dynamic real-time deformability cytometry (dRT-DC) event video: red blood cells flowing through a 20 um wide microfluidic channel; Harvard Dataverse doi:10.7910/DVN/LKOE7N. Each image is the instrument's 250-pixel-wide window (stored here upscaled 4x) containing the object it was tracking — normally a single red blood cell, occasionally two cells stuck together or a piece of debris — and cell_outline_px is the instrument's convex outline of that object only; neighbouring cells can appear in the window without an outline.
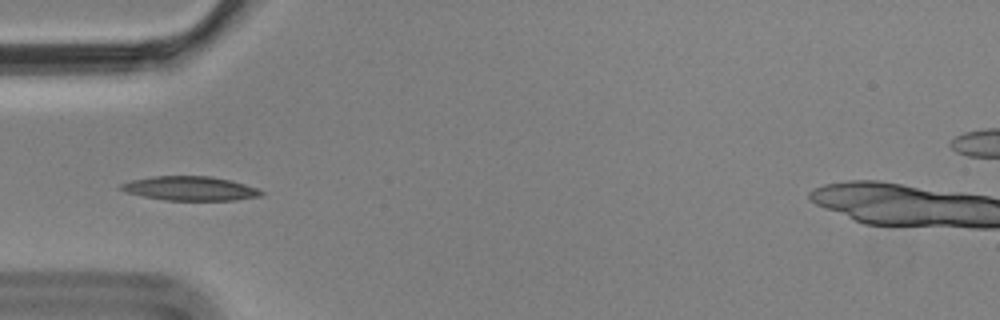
{"species": "Egyptian fruit bat (a non-hibernating species)", "species_latin": "Rousettus aegyptiacus", "temperature_condition": "cold", "stored_images_in_passage": 15, "camera_frame_rate_fps": 3000, "um_per_image_px": 0.085, "animal": {"sex": "male"}, "frame": {"image": 1, "passage_image": 5, "time_ms": 1.333, "image_size_px": [1000, 320], "cell_outline_px": [[264, 196], [236, 200], [164, 200], [124, 192], [116, 188], [120, 184], [132, 180], [152, 176], [212, 176], [232, 180], [256, 188], [264, 192]], "centroid_in_image_um": [16.15, 16.02], "position_along_channel_um": 68.9, "area_um2": 19.94}}
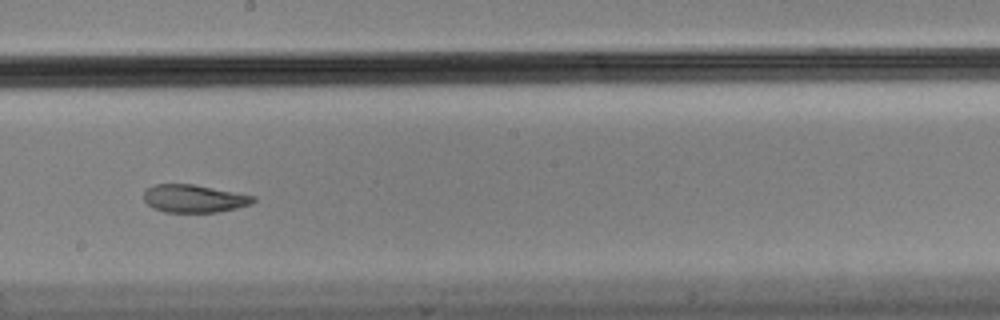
{"frame": {"image": 2, "passage_image": 9, "time_ms": 2.667, "image_size_px": [1000, 320], "cell_outline_px": [[256, 200], [252, 204], [236, 208], [216, 212], [164, 212], [152, 208], [144, 200], [144, 192], [148, 188], [156, 184], [192, 184], [256, 196]], "centroid_in_image_um": [16.5, 16.88], "position_along_channel_um": 231.7, "area_um2": 17.69}}
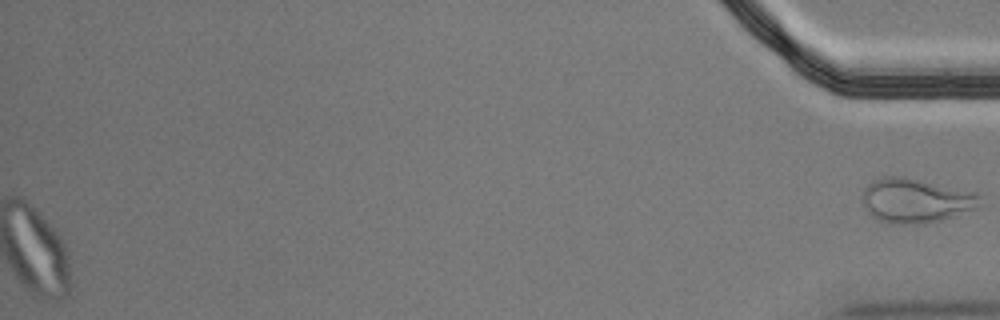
{"frame": {"image": 3, "passage_image": 15, "time_ms": 4.667, "image_size_px": [1000, 320], "cell_outline_px": [[984, 196], [976, 208], [940, 220], [924, 224], [896, 224], [880, 220], [872, 216], [864, 208], [864, 188], [872, 180], [884, 176], [904, 176]], "centroid_in_image_um": [77.78, 17.05], "position_along_channel_um": 357.4, "area_um2": 29.82}}